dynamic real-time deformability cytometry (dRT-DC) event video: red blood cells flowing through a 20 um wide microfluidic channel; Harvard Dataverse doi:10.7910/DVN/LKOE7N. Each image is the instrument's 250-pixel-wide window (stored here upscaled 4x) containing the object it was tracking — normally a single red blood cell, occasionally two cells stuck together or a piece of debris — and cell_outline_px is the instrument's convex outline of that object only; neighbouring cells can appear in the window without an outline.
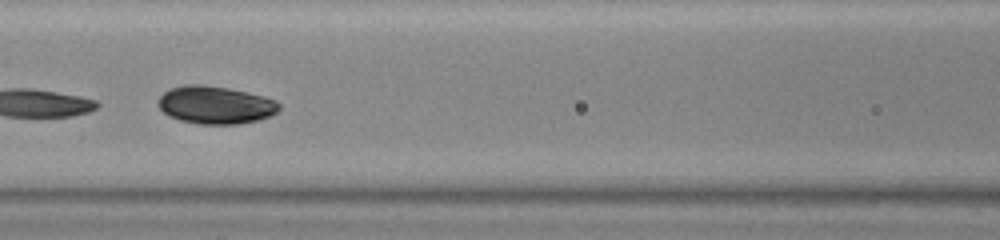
{"species": "common noctule bat (a hibernating species)", "species_latin": "Nyctalus noctula", "temperature_condition": "warm", "stored_images_in_passage": 40, "camera_frame_rate_fps": 3000, "um_per_image_px": 0.085, "animal": {"sex": "female", "body_mass_g": 23.0, "forearm_length_mm": 53.4}, "frame": {"image": 1, "passage_image": 12, "time_ms": 3.667, "image_size_px": [1000, 240], "cell_outline_px": [[280, 108], [276, 112], [268, 116], [256, 120], [240, 124], [200, 124], [180, 120], [168, 116], [160, 108], [160, 96], [168, 88], [184, 84], [200, 84], [228, 88], [248, 92], [264, 96], [276, 100], [280, 104]], "centroid_in_image_um": [18.31, 8.91], "position_along_channel_um": 148.3, "area_um2": 26.59}}